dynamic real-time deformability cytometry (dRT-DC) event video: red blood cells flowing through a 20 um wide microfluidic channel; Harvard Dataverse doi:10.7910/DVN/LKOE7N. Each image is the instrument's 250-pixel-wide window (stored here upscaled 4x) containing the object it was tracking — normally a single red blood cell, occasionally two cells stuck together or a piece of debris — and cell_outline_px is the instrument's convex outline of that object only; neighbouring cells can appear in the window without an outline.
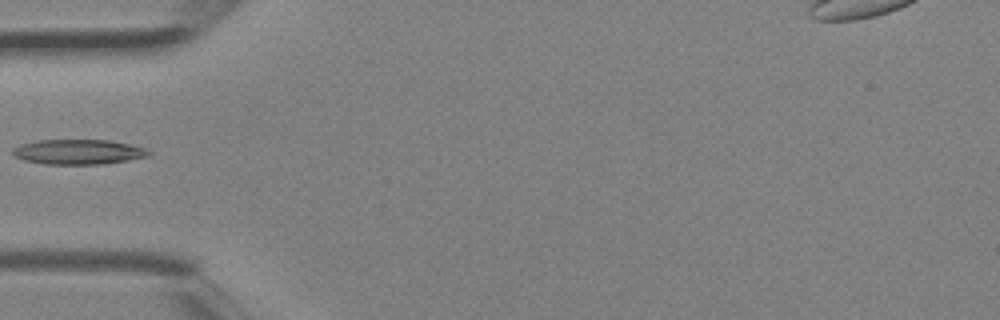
{"species": "Egyptian fruit bat (a non-hibernating species)", "species_latin": "Rousettus aegyptiacus", "temperature_condition": "room temperature", "stored_images_in_passage": 4, "camera_frame_rate_fps": 3000, "um_per_image_px": 0.085, "animal": {"sex": "female"}, "frame": {"image": 1, "passage_image": 4, "time_ms": 1.0, "image_size_px": [1000, 320], "cell_outline_px": [[152, 152], [148, 156], [128, 160], [100, 164], [44, 164], [24, 160], [12, 156], [12, 148], [20, 144], [40, 140], [108, 140], [128, 144], [144, 148]], "centroid_in_image_um": [6.61, 12.91], "position_along_channel_um": 78.4, "area_um2": 19.71}}